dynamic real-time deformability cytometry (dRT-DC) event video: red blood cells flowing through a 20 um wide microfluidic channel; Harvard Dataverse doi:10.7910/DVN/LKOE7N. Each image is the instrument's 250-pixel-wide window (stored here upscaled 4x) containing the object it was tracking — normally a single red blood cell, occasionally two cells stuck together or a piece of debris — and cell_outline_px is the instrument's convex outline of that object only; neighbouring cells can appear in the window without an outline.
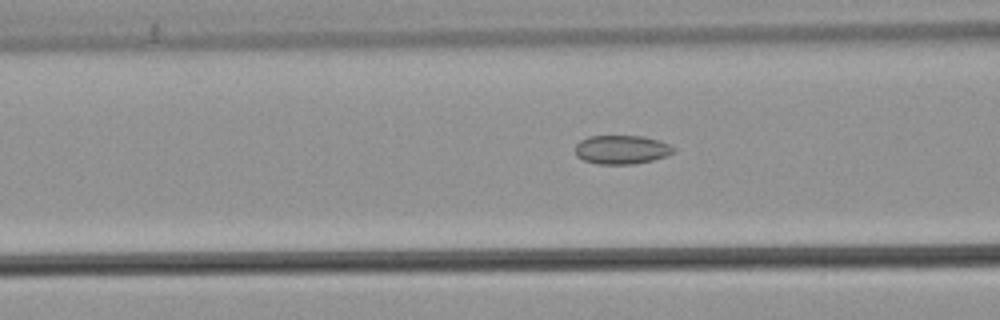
{"species": "common noctule bat (a hibernating species)", "species_latin": "Nyctalus noctula", "temperature_condition": "warm", "stored_images_in_passage": 31, "camera_frame_rate_fps": 3000, "um_per_image_px": 0.085, "animal": {"sex": "male", "body_mass_g": 21.5, "forearm_length_mm": 52.0}, "frame": {"image": 1, "passage_image": 10, "time_ms": 3.0, "image_size_px": [1000, 320], "cell_outline_px": [[676, 152], [652, 160], [632, 164], [596, 164], [584, 160], [576, 156], [576, 144], [580, 140], [588, 136], [640, 136], [656, 140], [668, 144], [676, 148]], "centroid_in_image_um": [52.81, 12.72], "position_along_channel_um": 113.8, "area_um2": 16.42}}
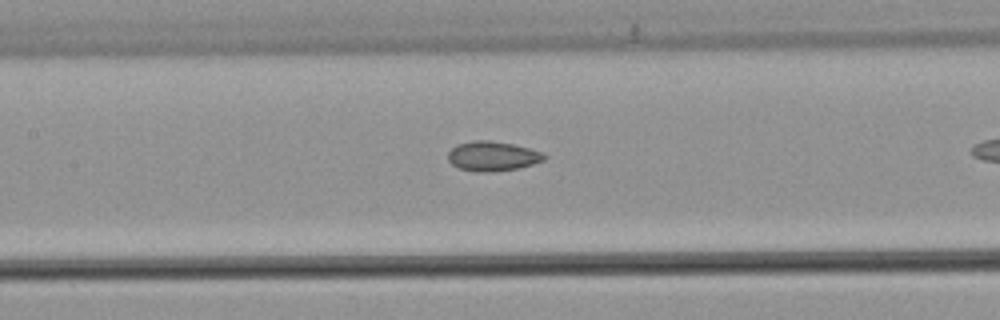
{"frame": {"image": 2, "passage_image": 14, "time_ms": 4.333, "image_size_px": [1000, 320], "cell_outline_px": [[548, 156], [544, 160], [532, 164], [516, 168], [488, 172], [476, 172], [460, 168], [452, 164], [448, 160], [448, 152], [456, 144], [472, 140], [488, 140], [512, 144], [528, 148], [540, 152]], "centroid_in_image_um": [41.83, 13.26], "position_along_channel_um": 165.6, "area_um2": 16.47}}
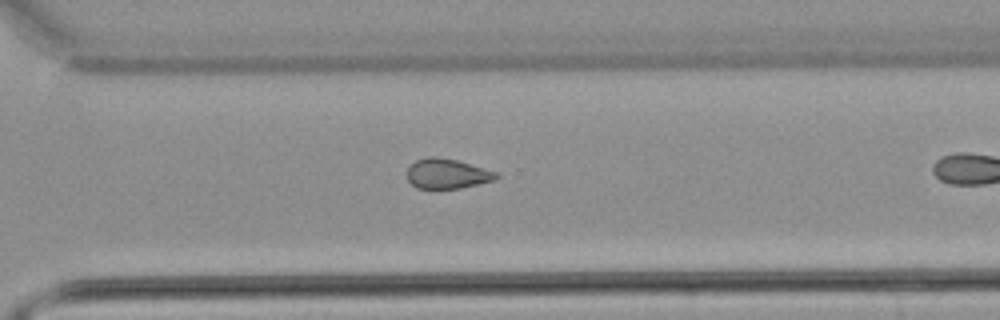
{"frame": {"image": 3, "passage_image": 27, "time_ms": 8.667, "image_size_px": [1000, 320], "cell_outline_px": [[500, 176], [496, 180], [460, 188], [416, 188], [408, 180], [408, 168], [416, 160], [432, 156], [436, 156], [456, 160], [496, 172]], "centroid_in_image_um": [38.02, 14.77], "position_along_channel_um": 332.6, "area_um2": 15.32}}